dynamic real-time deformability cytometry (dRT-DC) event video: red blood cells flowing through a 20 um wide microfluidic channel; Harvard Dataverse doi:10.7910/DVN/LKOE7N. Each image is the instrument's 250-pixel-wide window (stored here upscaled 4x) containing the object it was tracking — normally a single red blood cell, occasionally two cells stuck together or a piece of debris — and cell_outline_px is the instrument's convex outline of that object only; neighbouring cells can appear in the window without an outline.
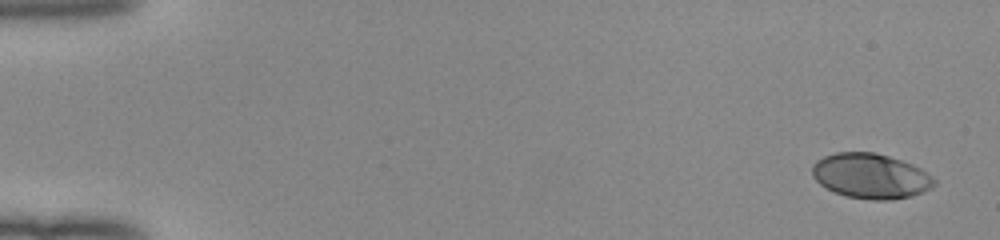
{"species": "human", "species_latin": "Homo sapiens", "temperature_condition": "room temperature", "stored_images_in_passage": 51, "camera_frame_rate_fps": 3000, "um_per_image_px": 0.085, "donor": {"sex": "female"}, "frame": {"image": 1, "passage_image": 1, "time_ms": 0.0, "image_size_px": [1000, 240], "cell_outline_px": [[936, 184], [932, 188], [924, 192], [912, 196], [892, 200], [872, 200], [844, 196], [820, 184], [812, 176], [812, 164], [816, 160], [824, 156], [836, 152], [876, 152], [912, 164], [920, 168], [932, 176], [936, 180]], "centroid_in_image_um": [74.02, 14.96], "position_along_channel_um": 11.0, "area_um2": 32.25}}
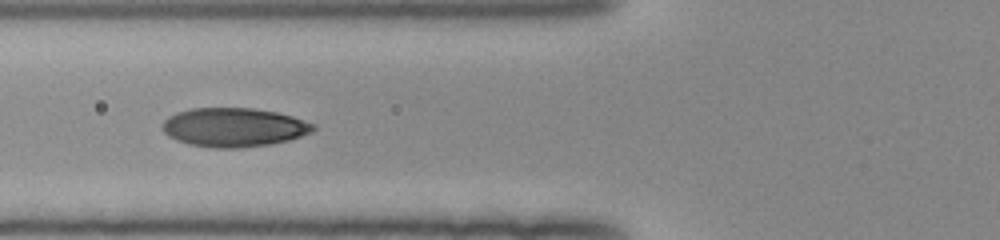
{"frame": {"image": 2, "passage_image": 20, "time_ms": 6.333, "image_size_px": [1000, 240], "cell_outline_px": [[316, 128], [312, 132], [288, 140], [268, 144], [240, 148], [212, 148], [188, 144], [176, 140], [168, 136], [160, 128], [164, 120], [168, 116], [176, 112], [192, 108], [252, 108], [276, 112], [292, 116], [316, 124]], "centroid_in_image_um": [19.85, 10.82], "position_along_channel_um": 106.0, "area_um2": 34.39}}
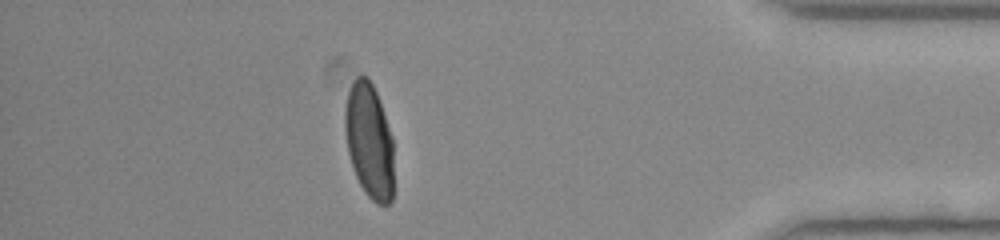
{"frame": {"image": 3, "passage_image": 45, "time_ms": 14.667, "image_size_px": [1000, 240], "cell_outline_px": [[392, 200], [388, 204], [376, 204], [364, 192], [356, 176], [348, 152], [344, 128], [344, 112], [348, 92], [356, 76], [368, 76], [376, 92], [392, 136]], "centroid_in_image_um": [31.37, 11.97], "position_along_channel_um": 403.8, "area_um2": 32.43}, "authors_computed_cell_mechanics": {"area_um2": 33.4084, "velocity_mm_per_s": 4.0184, "shape_relaxation_time_tau1_ms": 4.194, "shape_relaxation_time_tau2_ms": null, "deformation_change_tau1": 0.2123, "deformation_change_tau2": null}}